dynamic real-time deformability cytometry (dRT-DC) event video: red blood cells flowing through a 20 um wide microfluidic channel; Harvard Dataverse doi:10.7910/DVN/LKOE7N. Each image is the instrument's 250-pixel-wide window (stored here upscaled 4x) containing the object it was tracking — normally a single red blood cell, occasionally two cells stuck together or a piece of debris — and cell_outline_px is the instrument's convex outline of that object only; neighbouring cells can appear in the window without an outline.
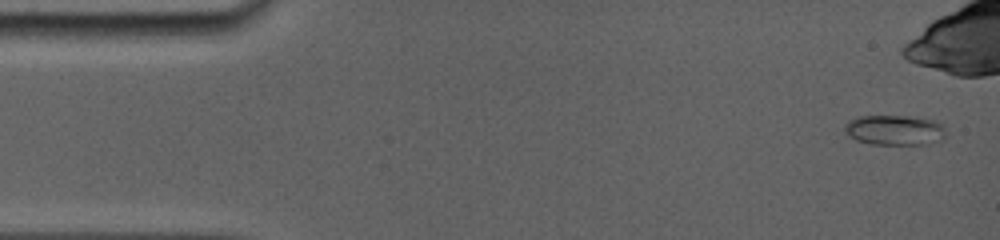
{"species": "common noctule bat (a hibernating species)", "species_latin": "Nyctalus noctula", "temperature_condition": "room temperature", "stored_images_in_passage": 32, "camera_frame_rate_fps": 5000, "um_per_image_px": 0.085, "animal": {"sex": "female", "body_mass_g": 19.0, "forearm_length_mm": 56.7}, "frame": {"image": 1, "passage_image": 1, "time_ms": 0.0, "image_size_px": [1000, 240], "cell_outline_px": [[944, 136], [940, 140], [928, 144], [872, 144], [856, 140], [848, 136], [844, 132], [844, 128], [848, 120], [856, 116], [916, 116], [936, 120], [944, 128]], "centroid_in_image_um": [76.01, 11.04], "position_along_channel_um": 9.0, "area_um2": 17.92}}
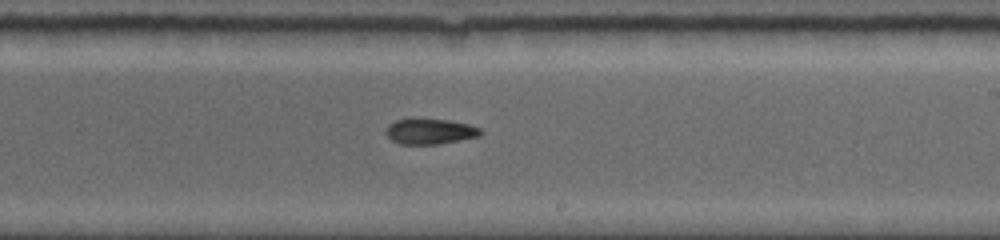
{"frame": {"image": 2, "passage_image": 19, "time_ms": 9.2, "image_size_px": [1000, 240], "cell_outline_px": [[484, 132], [480, 136], [440, 144], [400, 144], [392, 140], [384, 132], [388, 124], [396, 120], [412, 116], [448, 120], [468, 124], [480, 128]], "centroid_in_image_um": [36.52, 11.13], "position_along_channel_um": 252.5, "area_um2": 14.62}}
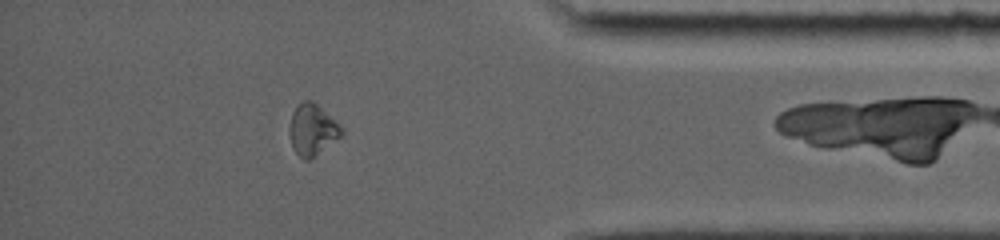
{"frame": {"image": 3, "passage_image": 29, "time_ms": 13.6, "image_size_px": [1000, 240], "cell_outline_px": [[344, 132], [340, 136], [308, 160], [304, 160], [292, 148], [288, 132], [288, 128], [292, 112], [304, 100], [312, 100], [340, 124], [344, 128]], "centroid_in_image_um": [26.53, 11.01], "position_along_channel_um": 408.7, "area_um2": 15.37}}